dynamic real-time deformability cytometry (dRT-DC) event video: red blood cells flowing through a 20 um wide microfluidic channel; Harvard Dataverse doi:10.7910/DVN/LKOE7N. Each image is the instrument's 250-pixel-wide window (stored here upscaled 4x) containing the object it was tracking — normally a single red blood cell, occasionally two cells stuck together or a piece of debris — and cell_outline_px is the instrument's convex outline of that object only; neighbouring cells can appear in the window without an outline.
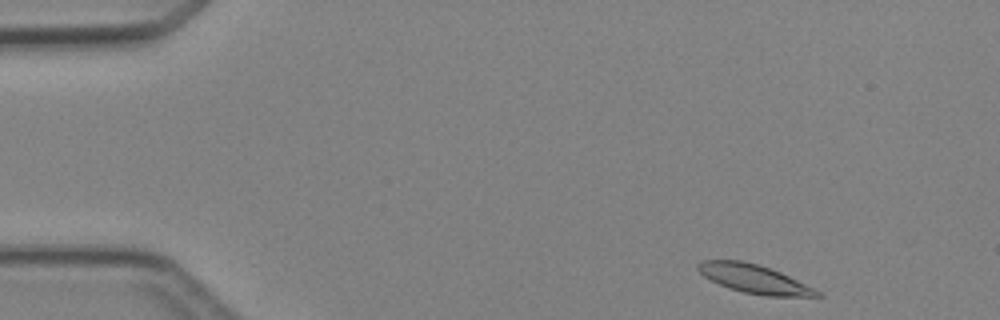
{"species": "Egyptian fruit bat (a non-hibernating species)", "species_latin": "Rousettus aegyptiacus", "temperature_condition": "cold", "stored_images_in_passage": 5, "camera_frame_rate_fps": 3000, "um_per_image_px": 0.085, "animal": {"sex": "female"}, "frame": {"image": 1, "passage_image": 1, "time_ms": 0.0, "image_size_px": [1000, 320], "cell_outline_px": [[824, 296], [764, 296], [744, 292], [728, 288], [704, 276], [696, 268], [696, 264], [700, 260], [740, 260], [756, 264], [780, 272], [820, 292]], "centroid_in_image_um": [64.04, 23.7], "position_along_channel_um": 21.0, "area_um2": 19.48}}
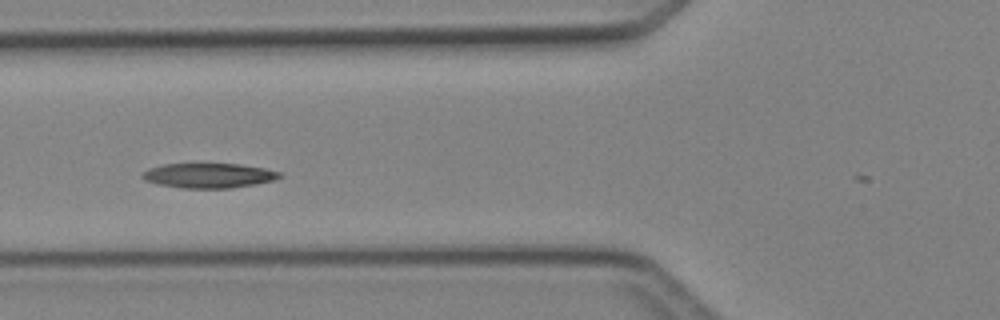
{"frame": {"image": 2, "passage_image": 4, "time_ms": 4.333, "image_size_px": [1000, 320], "cell_outline_px": [[284, 176], [276, 180], [256, 184], [232, 188], [180, 188], [156, 184], [144, 180], [140, 176], [148, 168], [164, 164], [240, 164], [264, 168], [280, 172]], "centroid_in_image_um": [17.75, 14.93], "position_along_channel_um": 108.0, "area_um2": 20.0}}
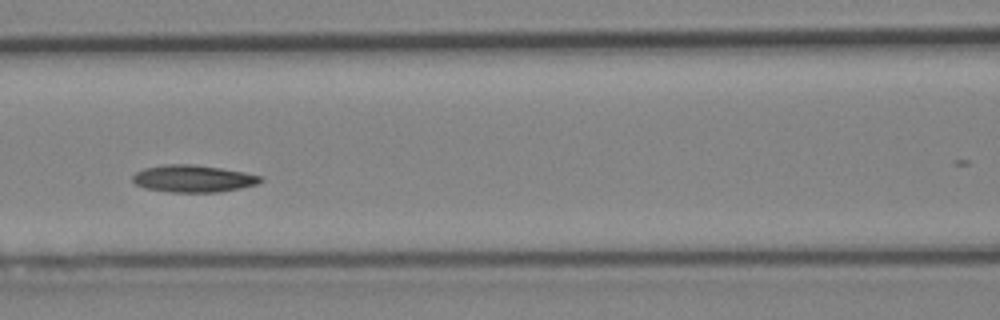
{"frame": {"image": 3, "passage_image": 5, "time_ms": 5.333, "image_size_px": [1000, 320], "cell_outline_px": [[264, 180], [256, 184], [240, 188], [216, 192], [172, 192], [144, 188], [136, 184], [132, 180], [132, 176], [136, 172], [144, 168], [164, 164], [192, 164], [220, 168], [244, 172], [260, 176]], "centroid_in_image_um": [16.39, 15.18], "position_along_channel_um": 150.2, "area_um2": 20.11}}